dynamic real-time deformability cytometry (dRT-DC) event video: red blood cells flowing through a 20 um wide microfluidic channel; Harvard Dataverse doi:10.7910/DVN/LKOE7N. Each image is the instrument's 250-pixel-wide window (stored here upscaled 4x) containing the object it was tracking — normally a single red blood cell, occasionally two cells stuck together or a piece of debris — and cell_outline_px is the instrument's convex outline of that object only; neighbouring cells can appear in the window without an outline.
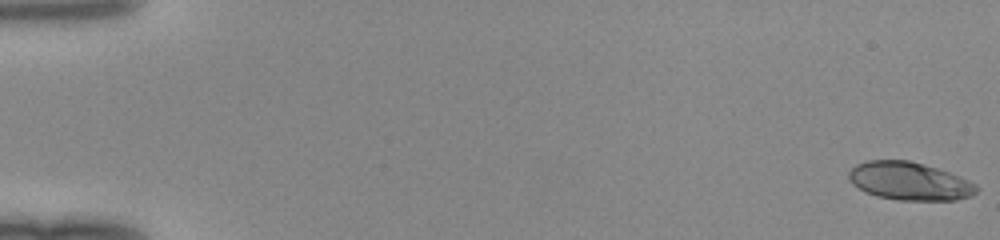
{"species": "human", "species_latin": "Homo sapiens", "temperature_condition": "room temperature", "stored_images_in_passage": 50, "camera_frame_rate_fps": 3000, "um_per_image_px": 0.085, "donor": {"sex": "female"}, "frame": {"image": 1, "passage_image": 1, "time_ms": 0.0, "image_size_px": [1000, 240], "cell_outline_px": [[980, 188], [972, 196], [956, 200], [896, 200], [876, 196], [864, 192], [852, 184], [848, 176], [848, 172], [856, 164], [868, 160], [908, 160], [924, 164], [960, 176], [976, 184]], "centroid_in_image_um": [77.3, 15.4], "position_along_channel_um": 7.7, "area_um2": 28.5}}
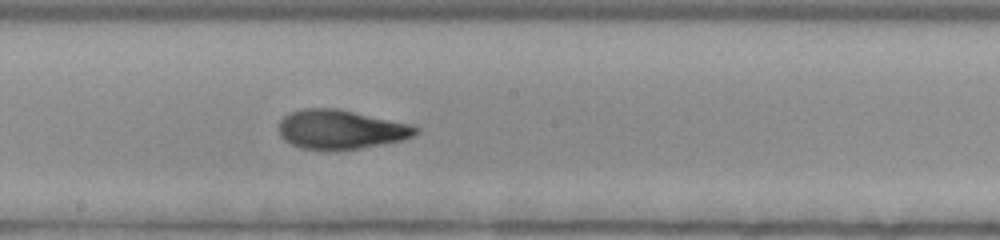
{"frame": {"image": 2, "passage_image": 29, "time_ms": 9.333, "image_size_px": [1000, 240], "cell_outline_px": [[420, 132], [412, 136], [400, 140], [360, 148], [300, 148], [284, 140], [280, 136], [280, 120], [288, 112], [304, 108], [340, 108], [412, 124], [420, 128]], "centroid_in_image_um": [28.98, 10.96], "position_along_channel_um": 219.2, "area_um2": 30.98}}
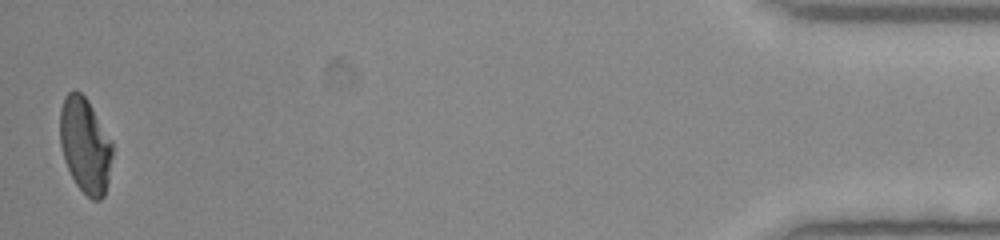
{"frame": {"image": 3, "passage_image": 50, "time_ms": 16.333, "image_size_px": [1000, 240], "cell_outline_px": [[112, 156], [108, 180], [104, 196], [100, 200], [92, 200], [76, 184], [64, 160], [60, 144], [60, 108], [64, 96], [72, 88], [76, 88], [88, 100], [112, 140]], "centroid_in_image_um": [7.23, 12.3], "position_along_channel_um": 428.0, "area_um2": 29.3}}